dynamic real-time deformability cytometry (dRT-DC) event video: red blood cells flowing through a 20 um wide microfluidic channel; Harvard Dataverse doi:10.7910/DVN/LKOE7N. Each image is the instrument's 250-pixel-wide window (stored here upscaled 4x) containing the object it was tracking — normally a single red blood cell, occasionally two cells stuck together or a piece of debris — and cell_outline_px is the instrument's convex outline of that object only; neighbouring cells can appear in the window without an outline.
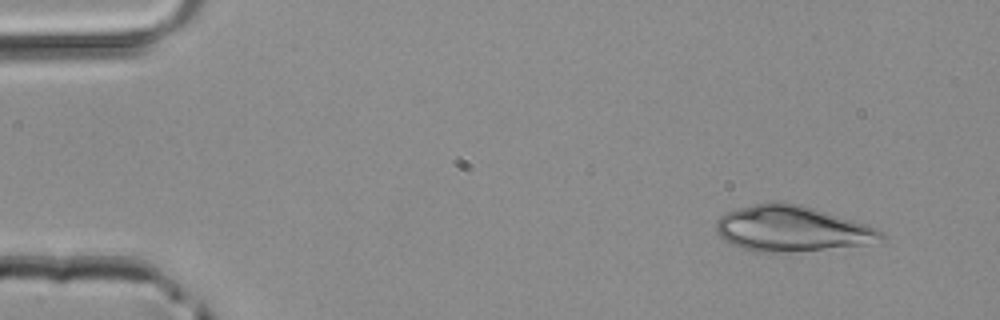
{"species": "common noctule bat (a hibernating species)", "species_latin": "Nyctalus noctula", "temperature_condition": "room temperature", "stored_images_in_passage": 13, "camera_frame_rate_fps": 3000, "um_per_image_px": 0.085, "animal": {"sex": "male", "body_mass_g": 20.4}, "frame": {"image": 1, "passage_image": 3, "time_ms": 0.667, "image_size_px": [1000, 320], "cell_outline_px": [[884, 240], [864, 244], [788, 252], [752, 252], [732, 244], [724, 240], [716, 232], [716, 220], [724, 212], [736, 208], [768, 200], [784, 200], [800, 204], [852, 220], [876, 228], [884, 232]], "centroid_in_image_um": [67.22, 19.41], "position_along_channel_um": 17.8, "area_um2": 44.04}}